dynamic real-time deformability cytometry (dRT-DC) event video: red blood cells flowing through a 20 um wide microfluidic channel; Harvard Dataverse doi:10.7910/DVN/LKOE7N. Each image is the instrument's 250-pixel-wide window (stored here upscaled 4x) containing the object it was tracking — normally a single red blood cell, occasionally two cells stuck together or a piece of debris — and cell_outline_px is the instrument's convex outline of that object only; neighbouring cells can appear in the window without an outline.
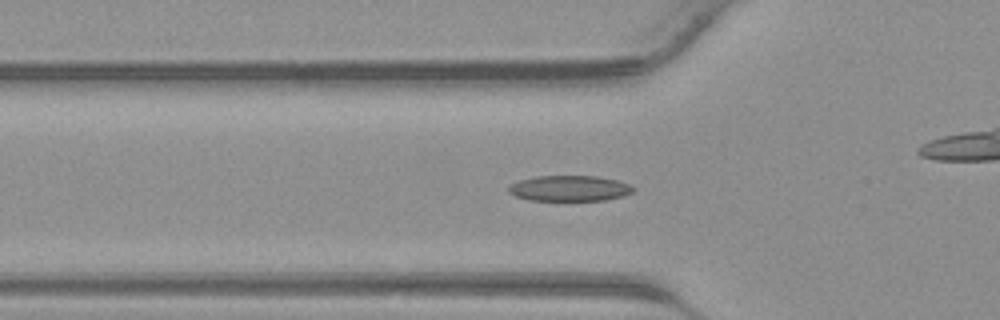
{"species": "common noctule bat (a hibernating species)", "species_latin": "Nyctalus noctula", "temperature_condition": "warm", "stored_images_in_passage": 34, "camera_frame_rate_fps": 3000, "um_per_image_px": 0.085, "animal": {"sex": "male", "body_mass_g": 23.1, "forearm_length_mm": 52.7}, "frame": {"image": 1, "passage_image": 6, "time_ms": 1.667, "image_size_px": [1000, 320], "cell_outline_px": [[636, 188], [632, 192], [624, 196], [604, 200], [528, 200], [516, 196], [508, 192], [508, 188], [512, 184], [520, 180], [536, 176], [596, 176], [616, 180], [632, 184]], "centroid_in_image_um": [48.45, 16.01], "position_along_channel_um": 77.4, "area_um2": 18.61}}
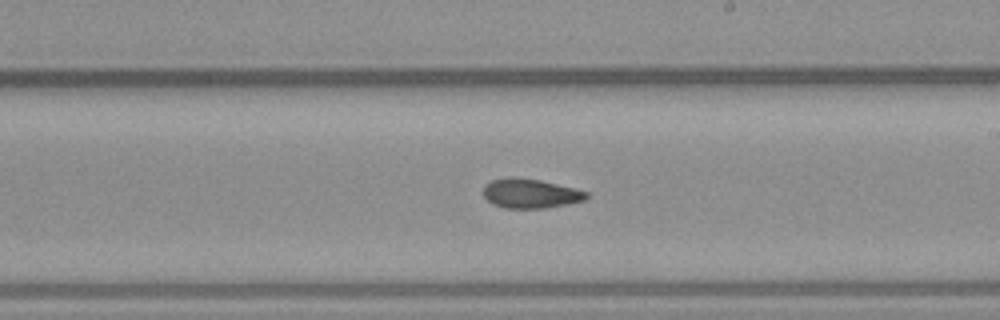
{"frame": {"image": 2, "passage_image": 16, "time_ms": 5.0, "image_size_px": [1000, 320], "cell_outline_px": [[588, 196], [584, 200], [568, 204], [544, 208], [504, 208], [492, 204], [484, 196], [484, 184], [492, 180], [508, 176], [512, 176], [540, 180], [576, 188], [588, 192]], "centroid_in_image_um": [45.07, 16.43], "position_along_channel_um": 243.9, "area_um2": 17.8}}
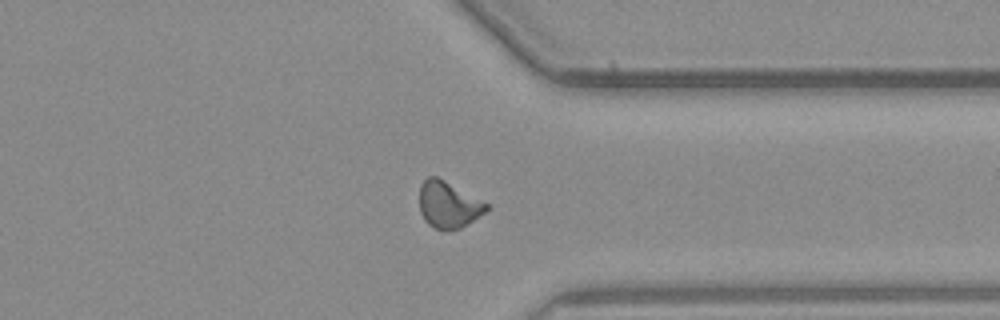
{"frame": {"image": 3, "passage_image": 24, "time_ms": 7.667, "image_size_px": [1000, 320], "cell_outline_px": [[488, 208], [484, 212], [460, 228], [448, 232], [444, 232], [428, 224], [424, 220], [420, 212], [420, 184], [428, 176], [436, 176], [444, 180], [488, 204]], "centroid_in_image_um": [38.06, 17.42], "position_along_channel_um": 373.3, "area_um2": 17.98}}